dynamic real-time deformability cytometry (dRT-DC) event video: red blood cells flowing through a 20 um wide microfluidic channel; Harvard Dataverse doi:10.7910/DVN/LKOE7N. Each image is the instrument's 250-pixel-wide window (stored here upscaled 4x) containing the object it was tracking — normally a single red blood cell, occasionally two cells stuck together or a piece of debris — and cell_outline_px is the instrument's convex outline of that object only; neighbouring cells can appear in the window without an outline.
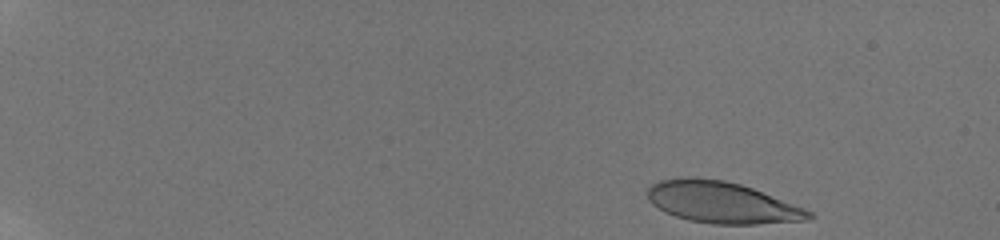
{"species": "human", "species_latin": "Homo sapiens", "temperature_condition": "room temperature", "stored_images_in_passage": 19, "camera_frame_rate_fps": 3000, "um_per_image_px": 0.085, "donor": {"sex": "male"}, "frame": {"image": 1, "passage_image": 1, "time_ms": 0.0, "image_size_px": [1000, 240], "cell_outline_px": [[816, 216], [804, 220], [756, 224], [712, 224], [688, 220], [664, 212], [652, 204], [648, 200], [648, 188], [652, 184], [660, 180], [688, 176], [692, 176], [724, 180], [740, 184], [752, 188], [804, 208], [812, 212]], "centroid_in_image_um": [61.32, 17.2], "position_along_channel_um": 23.7, "area_um2": 38.9}}
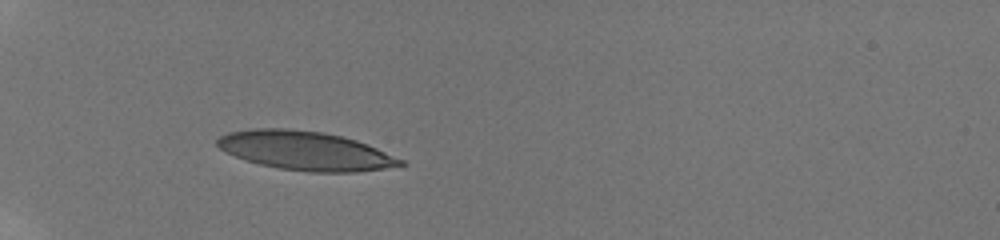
{"frame": {"image": 2, "passage_image": 18, "time_ms": 4.333, "image_size_px": [1000, 240], "cell_outline_px": [[408, 164], [384, 168], [356, 172], [308, 172], [280, 168], [260, 164], [224, 152], [216, 144], [216, 140], [220, 136], [228, 132], [256, 128], [288, 128], [324, 132], [356, 140], [368, 144], [404, 160]], "centroid_in_image_um": [25.96, 12.8], "position_along_channel_um": 59.0, "area_um2": 41.44}}